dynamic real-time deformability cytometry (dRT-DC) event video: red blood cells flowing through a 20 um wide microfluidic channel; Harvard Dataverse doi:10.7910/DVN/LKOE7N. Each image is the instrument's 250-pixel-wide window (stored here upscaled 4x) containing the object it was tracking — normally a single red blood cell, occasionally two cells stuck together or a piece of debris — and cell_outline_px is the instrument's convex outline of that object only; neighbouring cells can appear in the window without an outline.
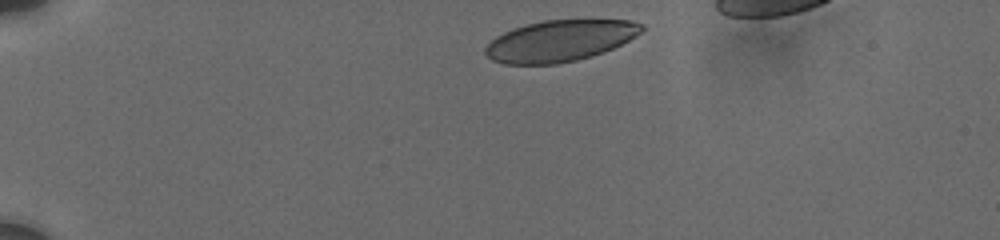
{"species": "human", "species_latin": "Homo sapiens", "temperature_condition": "cold", "stored_images_in_passage": 14, "camera_frame_rate_fps": 3000, "um_per_image_px": 0.085, "donor": {"sex": "male"}, "frame": {"image": 1, "passage_image": 1, "time_ms": 0.0, "image_size_px": [1000, 240], "cell_outline_px": [[644, 28], [636, 36], [604, 52], [592, 56], [576, 60], [556, 64], [504, 64], [492, 60], [484, 52], [484, 48], [496, 36], [512, 28], [544, 20], [632, 20], [644, 24]], "centroid_in_image_um": [47.59, 3.47], "position_along_channel_um": 37.4, "area_um2": 37.51}}
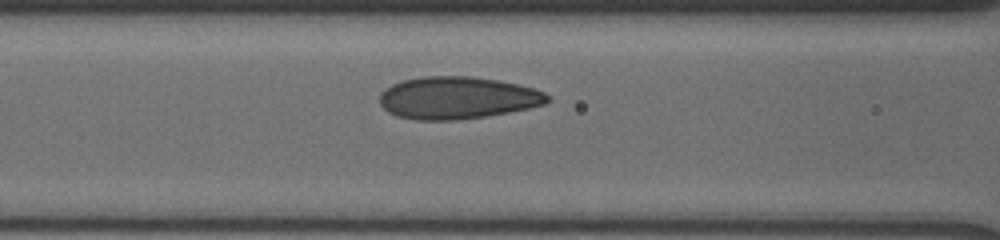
{"frame": {"image": 2, "passage_image": 10, "time_ms": 4.333, "image_size_px": [1000, 240], "cell_outline_px": [[552, 100], [544, 104], [528, 108], [508, 112], [484, 116], [456, 120], [416, 120], [396, 116], [388, 112], [380, 104], [380, 92], [384, 88], [400, 80], [420, 76], [472, 76], [496, 80], [516, 84], [532, 88], [544, 92]], "centroid_in_image_um": [38.82, 8.31], "position_along_channel_um": 127.8, "area_um2": 41.44}}
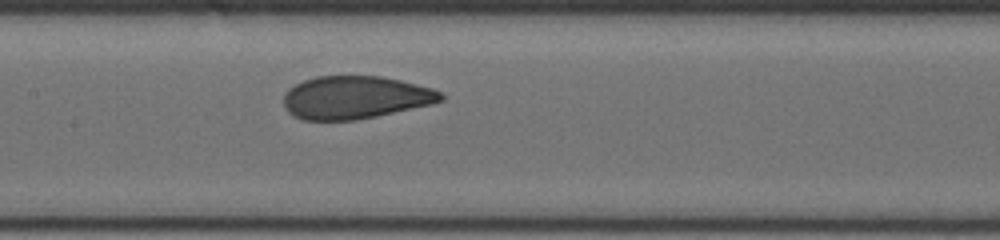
{"frame": {"image": 3, "passage_image": 14, "time_ms": 5.667, "image_size_px": [1000, 240], "cell_outline_px": [[444, 100], [432, 104], [376, 116], [356, 120], [304, 120], [292, 116], [284, 108], [284, 92], [288, 88], [304, 80], [316, 76], [380, 76], [400, 80], [432, 88], [440, 92], [444, 96]], "centroid_in_image_um": [30.17, 8.28], "position_along_channel_um": 177.2, "area_um2": 39.36}}